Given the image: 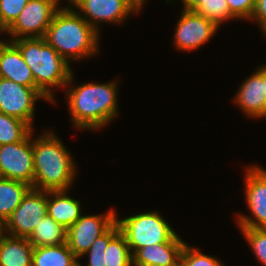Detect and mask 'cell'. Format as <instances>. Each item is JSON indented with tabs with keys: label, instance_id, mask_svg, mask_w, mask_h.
<instances>
[{
	"label": "cell",
	"instance_id": "6da1fadb",
	"mask_svg": "<svg viewBox=\"0 0 266 266\" xmlns=\"http://www.w3.org/2000/svg\"><path fill=\"white\" fill-rule=\"evenodd\" d=\"M118 83H85L68 87V109L76 129L97 130L118 115Z\"/></svg>",
	"mask_w": 266,
	"mask_h": 266
},
{
	"label": "cell",
	"instance_id": "7a4b0ae2",
	"mask_svg": "<svg viewBox=\"0 0 266 266\" xmlns=\"http://www.w3.org/2000/svg\"><path fill=\"white\" fill-rule=\"evenodd\" d=\"M34 182L33 189L43 191L70 188L76 173L74 159L52 131L32 139Z\"/></svg>",
	"mask_w": 266,
	"mask_h": 266
},
{
	"label": "cell",
	"instance_id": "3957f363",
	"mask_svg": "<svg viewBox=\"0 0 266 266\" xmlns=\"http://www.w3.org/2000/svg\"><path fill=\"white\" fill-rule=\"evenodd\" d=\"M44 38L68 63L99 51V32L69 5L55 13Z\"/></svg>",
	"mask_w": 266,
	"mask_h": 266
},
{
	"label": "cell",
	"instance_id": "277c9868",
	"mask_svg": "<svg viewBox=\"0 0 266 266\" xmlns=\"http://www.w3.org/2000/svg\"><path fill=\"white\" fill-rule=\"evenodd\" d=\"M9 41L21 52L23 59L31 69L35 85L52 102H56L51 89L69 86L74 80L70 63L50 46L44 37Z\"/></svg>",
	"mask_w": 266,
	"mask_h": 266
},
{
	"label": "cell",
	"instance_id": "5b68a950",
	"mask_svg": "<svg viewBox=\"0 0 266 266\" xmlns=\"http://www.w3.org/2000/svg\"><path fill=\"white\" fill-rule=\"evenodd\" d=\"M120 231L124 234L133 255L138 249L160 243H185L158 213L144 212L119 220Z\"/></svg>",
	"mask_w": 266,
	"mask_h": 266
},
{
	"label": "cell",
	"instance_id": "8992f818",
	"mask_svg": "<svg viewBox=\"0 0 266 266\" xmlns=\"http://www.w3.org/2000/svg\"><path fill=\"white\" fill-rule=\"evenodd\" d=\"M60 8L58 0H29L8 28L13 38L10 40L45 37L51 20Z\"/></svg>",
	"mask_w": 266,
	"mask_h": 266
},
{
	"label": "cell",
	"instance_id": "52a82bcc",
	"mask_svg": "<svg viewBox=\"0 0 266 266\" xmlns=\"http://www.w3.org/2000/svg\"><path fill=\"white\" fill-rule=\"evenodd\" d=\"M46 215L47 191L31 188L2 224V232L14 237L28 238Z\"/></svg>",
	"mask_w": 266,
	"mask_h": 266
},
{
	"label": "cell",
	"instance_id": "ba28073f",
	"mask_svg": "<svg viewBox=\"0 0 266 266\" xmlns=\"http://www.w3.org/2000/svg\"><path fill=\"white\" fill-rule=\"evenodd\" d=\"M39 99L52 102L38 87H28L0 77V112L19 118L31 127L35 103Z\"/></svg>",
	"mask_w": 266,
	"mask_h": 266
},
{
	"label": "cell",
	"instance_id": "9c48e42d",
	"mask_svg": "<svg viewBox=\"0 0 266 266\" xmlns=\"http://www.w3.org/2000/svg\"><path fill=\"white\" fill-rule=\"evenodd\" d=\"M33 131L17 143L0 145V174L2 178L25 182L33 187Z\"/></svg>",
	"mask_w": 266,
	"mask_h": 266
},
{
	"label": "cell",
	"instance_id": "30bf717a",
	"mask_svg": "<svg viewBox=\"0 0 266 266\" xmlns=\"http://www.w3.org/2000/svg\"><path fill=\"white\" fill-rule=\"evenodd\" d=\"M116 213L110 209L105 215H84L67 229L66 243L79 259L89 250L93 242L104 234L115 222Z\"/></svg>",
	"mask_w": 266,
	"mask_h": 266
},
{
	"label": "cell",
	"instance_id": "8fae6325",
	"mask_svg": "<svg viewBox=\"0 0 266 266\" xmlns=\"http://www.w3.org/2000/svg\"><path fill=\"white\" fill-rule=\"evenodd\" d=\"M245 174V198L253 218L238 214V228H266V170L251 166Z\"/></svg>",
	"mask_w": 266,
	"mask_h": 266
},
{
	"label": "cell",
	"instance_id": "7c38bea8",
	"mask_svg": "<svg viewBox=\"0 0 266 266\" xmlns=\"http://www.w3.org/2000/svg\"><path fill=\"white\" fill-rule=\"evenodd\" d=\"M174 31L175 47L182 51H193L213 37L220 28L196 11L182 10Z\"/></svg>",
	"mask_w": 266,
	"mask_h": 266
},
{
	"label": "cell",
	"instance_id": "4fadbf2b",
	"mask_svg": "<svg viewBox=\"0 0 266 266\" xmlns=\"http://www.w3.org/2000/svg\"><path fill=\"white\" fill-rule=\"evenodd\" d=\"M69 5L83 13L81 16L97 32L99 23L120 24L128 15L137 12L126 0H69Z\"/></svg>",
	"mask_w": 266,
	"mask_h": 266
},
{
	"label": "cell",
	"instance_id": "5bb4252c",
	"mask_svg": "<svg viewBox=\"0 0 266 266\" xmlns=\"http://www.w3.org/2000/svg\"><path fill=\"white\" fill-rule=\"evenodd\" d=\"M234 101L248 117L266 118L264 66L259 67L258 70L242 82Z\"/></svg>",
	"mask_w": 266,
	"mask_h": 266
},
{
	"label": "cell",
	"instance_id": "9a60e30c",
	"mask_svg": "<svg viewBox=\"0 0 266 266\" xmlns=\"http://www.w3.org/2000/svg\"><path fill=\"white\" fill-rule=\"evenodd\" d=\"M0 77L23 86L37 87L31 69L11 41L0 44Z\"/></svg>",
	"mask_w": 266,
	"mask_h": 266
},
{
	"label": "cell",
	"instance_id": "2e32d148",
	"mask_svg": "<svg viewBox=\"0 0 266 266\" xmlns=\"http://www.w3.org/2000/svg\"><path fill=\"white\" fill-rule=\"evenodd\" d=\"M185 243H160L138 249L132 255V266H181Z\"/></svg>",
	"mask_w": 266,
	"mask_h": 266
},
{
	"label": "cell",
	"instance_id": "e0dca14e",
	"mask_svg": "<svg viewBox=\"0 0 266 266\" xmlns=\"http://www.w3.org/2000/svg\"><path fill=\"white\" fill-rule=\"evenodd\" d=\"M81 208L80 201L67 196L66 190L47 191V214L65 229L82 216Z\"/></svg>",
	"mask_w": 266,
	"mask_h": 266
},
{
	"label": "cell",
	"instance_id": "ac0fdd59",
	"mask_svg": "<svg viewBox=\"0 0 266 266\" xmlns=\"http://www.w3.org/2000/svg\"><path fill=\"white\" fill-rule=\"evenodd\" d=\"M33 250L27 238L0 232V266H32Z\"/></svg>",
	"mask_w": 266,
	"mask_h": 266
},
{
	"label": "cell",
	"instance_id": "d6986e66",
	"mask_svg": "<svg viewBox=\"0 0 266 266\" xmlns=\"http://www.w3.org/2000/svg\"><path fill=\"white\" fill-rule=\"evenodd\" d=\"M78 258L67 243L34 247L32 266H78Z\"/></svg>",
	"mask_w": 266,
	"mask_h": 266
},
{
	"label": "cell",
	"instance_id": "ffe728a7",
	"mask_svg": "<svg viewBox=\"0 0 266 266\" xmlns=\"http://www.w3.org/2000/svg\"><path fill=\"white\" fill-rule=\"evenodd\" d=\"M32 188L29 184L12 179H0V224L19 206L23 197Z\"/></svg>",
	"mask_w": 266,
	"mask_h": 266
},
{
	"label": "cell",
	"instance_id": "44dd1931",
	"mask_svg": "<svg viewBox=\"0 0 266 266\" xmlns=\"http://www.w3.org/2000/svg\"><path fill=\"white\" fill-rule=\"evenodd\" d=\"M66 235L67 229L47 214L27 239L33 247L60 245L66 243Z\"/></svg>",
	"mask_w": 266,
	"mask_h": 266
},
{
	"label": "cell",
	"instance_id": "7402d4cb",
	"mask_svg": "<svg viewBox=\"0 0 266 266\" xmlns=\"http://www.w3.org/2000/svg\"><path fill=\"white\" fill-rule=\"evenodd\" d=\"M183 8L196 11L218 27L229 20V6L226 0H182Z\"/></svg>",
	"mask_w": 266,
	"mask_h": 266
},
{
	"label": "cell",
	"instance_id": "603a6c76",
	"mask_svg": "<svg viewBox=\"0 0 266 266\" xmlns=\"http://www.w3.org/2000/svg\"><path fill=\"white\" fill-rule=\"evenodd\" d=\"M32 131L27 122L0 112V145L23 141Z\"/></svg>",
	"mask_w": 266,
	"mask_h": 266
},
{
	"label": "cell",
	"instance_id": "cb8c5ba5",
	"mask_svg": "<svg viewBox=\"0 0 266 266\" xmlns=\"http://www.w3.org/2000/svg\"><path fill=\"white\" fill-rule=\"evenodd\" d=\"M106 266H132V254L126 237L119 231L105 249Z\"/></svg>",
	"mask_w": 266,
	"mask_h": 266
},
{
	"label": "cell",
	"instance_id": "d4e9b609",
	"mask_svg": "<svg viewBox=\"0 0 266 266\" xmlns=\"http://www.w3.org/2000/svg\"><path fill=\"white\" fill-rule=\"evenodd\" d=\"M120 231L119 225L115 222L104 234L99 236L84 255H89V262L86 266H106L105 249L110 240ZM79 266H83L78 262Z\"/></svg>",
	"mask_w": 266,
	"mask_h": 266
},
{
	"label": "cell",
	"instance_id": "484cf974",
	"mask_svg": "<svg viewBox=\"0 0 266 266\" xmlns=\"http://www.w3.org/2000/svg\"><path fill=\"white\" fill-rule=\"evenodd\" d=\"M256 258L266 266V228H240Z\"/></svg>",
	"mask_w": 266,
	"mask_h": 266
},
{
	"label": "cell",
	"instance_id": "4316f807",
	"mask_svg": "<svg viewBox=\"0 0 266 266\" xmlns=\"http://www.w3.org/2000/svg\"><path fill=\"white\" fill-rule=\"evenodd\" d=\"M181 266H223L216 257L206 255L185 243L181 252Z\"/></svg>",
	"mask_w": 266,
	"mask_h": 266
},
{
	"label": "cell",
	"instance_id": "83f0119b",
	"mask_svg": "<svg viewBox=\"0 0 266 266\" xmlns=\"http://www.w3.org/2000/svg\"><path fill=\"white\" fill-rule=\"evenodd\" d=\"M29 0H0V17L9 28L18 18Z\"/></svg>",
	"mask_w": 266,
	"mask_h": 266
},
{
	"label": "cell",
	"instance_id": "f1b7e54d",
	"mask_svg": "<svg viewBox=\"0 0 266 266\" xmlns=\"http://www.w3.org/2000/svg\"><path fill=\"white\" fill-rule=\"evenodd\" d=\"M229 6L230 19H245L250 20L253 15L256 0H226Z\"/></svg>",
	"mask_w": 266,
	"mask_h": 266
},
{
	"label": "cell",
	"instance_id": "f546056e",
	"mask_svg": "<svg viewBox=\"0 0 266 266\" xmlns=\"http://www.w3.org/2000/svg\"><path fill=\"white\" fill-rule=\"evenodd\" d=\"M250 20L259 24V28L266 37V0H256L255 9Z\"/></svg>",
	"mask_w": 266,
	"mask_h": 266
},
{
	"label": "cell",
	"instance_id": "4dcf8cb0",
	"mask_svg": "<svg viewBox=\"0 0 266 266\" xmlns=\"http://www.w3.org/2000/svg\"><path fill=\"white\" fill-rule=\"evenodd\" d=\"M131 6L137 11H140L142 9L143 4L145 3V0H126Z\"/></svg>",
	"mask_w": 266,
	"mask_h": 266
},
{
	"label": "cell",
	"instance_id": "1f68e13d",
	"mask_svg": "<svg viewBox=\"0 0 266 266\" xmlns=\"http://www.w3.org/2000/svg\"><path fill=\"white\" fill-rule=\"evenodd\" d=\"M2 32H6V33H8V28H7V26L2 22L1 17H0V33H2ZM3 43H6V42L0 40V44H3Z\"/></svg>",
	"mask_w": 266,
	"mask_h": 266
},
{
	"label": "cell",
	"instance_id": "d6a6232c",
	"mask_svg": "<svg viewBox=\"0 0 266 266\" xmlns=\"http://www.w3.org/2000/svg\"><path fill=\"white\" fill-rule=\"evenodd\" d=\"M264 97L266 100V65H264Z\"/></svg>",
	"mask_w": 266,
	"mask_h": 266
}]
</instances>
